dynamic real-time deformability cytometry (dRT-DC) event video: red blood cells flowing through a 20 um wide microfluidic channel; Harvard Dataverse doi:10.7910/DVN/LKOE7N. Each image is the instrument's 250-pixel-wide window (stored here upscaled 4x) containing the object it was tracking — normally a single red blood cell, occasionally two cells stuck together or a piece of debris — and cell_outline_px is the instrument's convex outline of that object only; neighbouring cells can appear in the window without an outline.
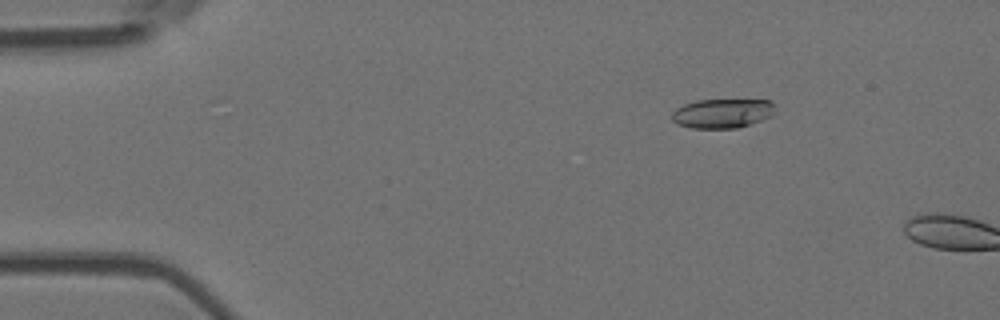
{"species": "Egyptian fruit bat (a non-hibernating species)", "species_latin": "Rousettus aegyptiacus", "temperature_condition": "room temperature", "stored_images_in_passage": 3, "camera_frame_rate_fps": 3000, "um_per_image_px": 0.085, "animal": {"sex": "female"}, "frame": {"image": 1, "passage_image": 2, "time_ms": 0.333, "image_size_px": [1000, 320], "cell_outline_px": [[772, 116], [736, 128], [692, 128], [676, 124], [672, 120], [672, 112], [676, 108], [684, 104], [696, 100], [768, 100], [772, 104]], "centroid_in_image_um": [61.32, 9.64], "position_along_channel_um": 23.7, "area_um2": 17.4}}